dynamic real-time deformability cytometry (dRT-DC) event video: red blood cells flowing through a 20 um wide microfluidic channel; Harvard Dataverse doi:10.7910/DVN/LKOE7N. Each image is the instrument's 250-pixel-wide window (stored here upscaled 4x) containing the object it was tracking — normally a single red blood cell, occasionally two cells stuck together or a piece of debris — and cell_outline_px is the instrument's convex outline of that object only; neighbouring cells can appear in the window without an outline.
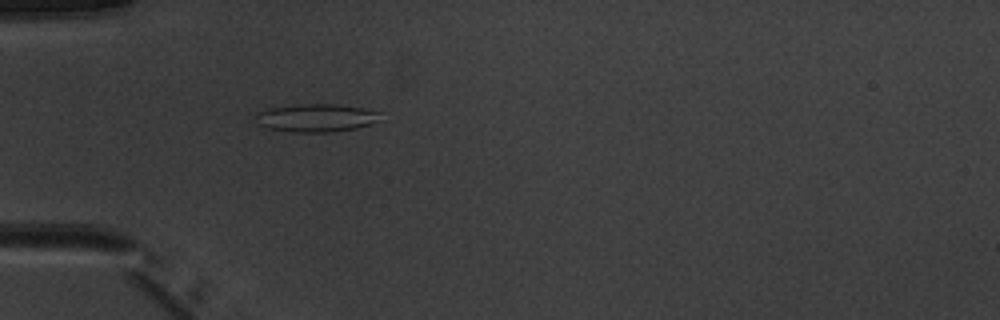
{"species": "common noctule bat (a hibernating species)", "species_latin": "Nyctalus noctula", "temperature_condition": "warm", "stored_images_in_passage": 42, "camera_frame_rate_fps": 3000, "um_per_image_px": 0.085, "animal": {"sex": "male", "body_mass_g": 20.1, "forearm_length_mm": 53.5}, "frame": {"image": 1, "passage_image": 7, "time_ms": 2.0, "image_size_px": [1000, 320], "cell_outline_px": [[380, 112], [368, 124], [356, 128], [332, 132], [292, 132], [268, 128], [256, 124], [256, 112], [268, 108], [304, 104], [336, 104], [360, 108]], "centroid_in_image_um": [26.74, 10.02], "position_along_channel_um": 58.3, "area_um2": 19.88}}
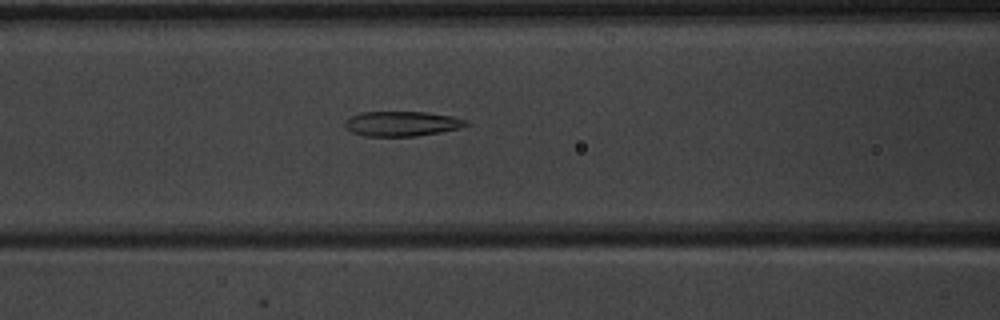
{"frame": {"image": 2, "passage_image": 13, "time_ms": 4.0, "image_size_px": [1000, 320], "cell_outline_px": [[468, 124], [460, 128], [440, 132], [416, 136], [364, 136], [352, 132], [344, 124], [352, 116], [360, 112], [424, 112], [452, 116], [468, 120]], "centroid_in_image_um": [34.19, 10.51], "position_along_channel_um": 132.4, "area_um2": 17.4}}
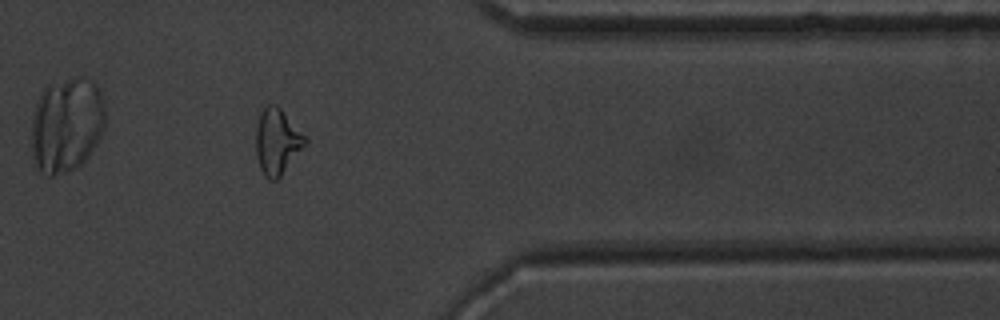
{"frame": {"image": 3, "passage_image": 33, "time_ms": 10.667, "image_size_px": [1000, 320], "cell_outline_px": [[308, 140], [280, 176], [276, 180], [268, 180], [264, 176], [260, 168], [256, 156], [256, 128], [260, 112], [268, 104], [276, 104], [280, 108]], "centroid_in_image_um": [23.51, 12.03], "position_along_channel_um": 387.9, "area_um2": 18.44}, "authors_computed_cell_mechanics": {"area_um2": 18.4671, "velocity_mm_per_s": 4.0345, "shape_relaxation_time_tau1_ms": null, "shape_relaxation_time_tau2_ms": 2.122, "deformation_change_tau1": null, "deformation_change_tau2": 0.1124}}